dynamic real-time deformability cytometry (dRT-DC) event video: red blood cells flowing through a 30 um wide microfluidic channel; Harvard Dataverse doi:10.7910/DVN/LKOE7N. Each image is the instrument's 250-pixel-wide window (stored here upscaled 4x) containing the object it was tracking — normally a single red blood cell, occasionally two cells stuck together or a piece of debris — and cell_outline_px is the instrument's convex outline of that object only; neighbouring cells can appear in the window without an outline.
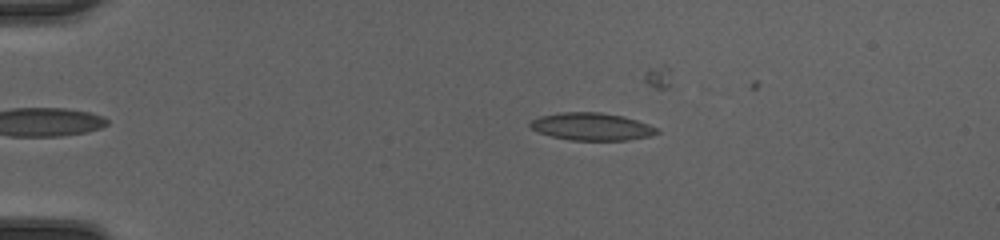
{"species": "common noctule bat (a hibernating species)", "species_latin": "Nyctalus noctula", "temperature_condition": "cold", "stored_images_in_passage": 16, "camera_frame_rate_fps": 3000, "um_per_image_px": 0.085, "animal": {"sex": "female", "body_mass_g": 20.0, "forearm_length_mm": 54.0}, "frame": {"image": 1, "passage_image": 6, "time_ms": 1.667, "image_size_px": [1000, 240], "cell_outline_px": [[660, 132], [648, 136], [624, 140], [572, 140], [552, 136], [540, 132], [532, 128], [528, 124], [532, 120], [540, 116], [564, 112], [600, 112], [620, 116], [636, 120], [648, 124], [656, 128]], "centroid_in_image_um": [50.28, 10.76], "position_along_channel_um": 34.7, "area_um2": 19.88}}
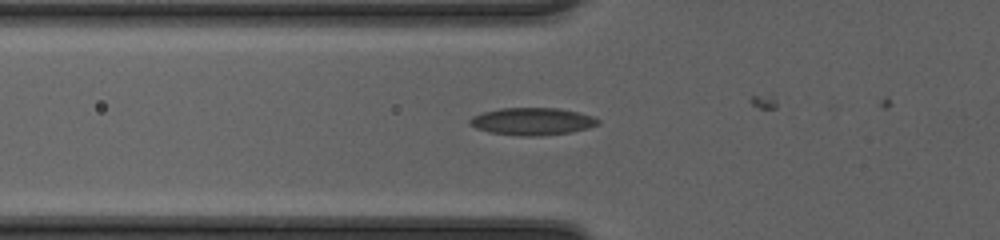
{"frame": {"image": 2, "passage_image": 14, "time_ms": 4.333, "image_size_px": [1000, 240], "cell_outline_px": [[600, 124], [588, 128], [572, 132], [540, 136], [520, 136], [488, 132], [476, 128], [468, 124], [468, 120], [472, 116], [484, 112], [500, 108], [560, 108], [592, 116], [600, 120]], "centroid_in_image_um": [45.23, 10.32], "position_along_channel_um": 80.6, "area_um2": 20.58}}